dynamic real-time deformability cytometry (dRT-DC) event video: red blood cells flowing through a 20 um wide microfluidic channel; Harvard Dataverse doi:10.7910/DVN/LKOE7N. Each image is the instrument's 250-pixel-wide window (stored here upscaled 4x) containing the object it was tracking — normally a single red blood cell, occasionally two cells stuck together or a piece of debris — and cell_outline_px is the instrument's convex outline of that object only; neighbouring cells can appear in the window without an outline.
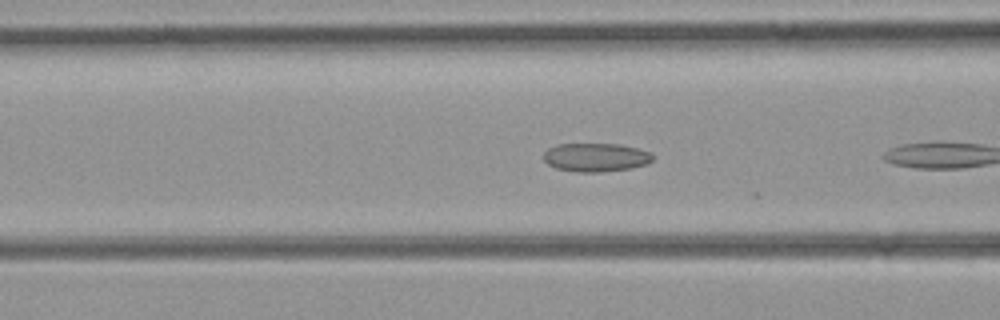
{"species": "common noctule bat (a hibernating species)", "species_latin": "Nyctalus noctula", "temperature_condition": "room temperature", "stored_images_in_passage": 5, "camera_frame_rate_fps": 3000, "um_per_image_px": 0.085, "animal": {"sex": "female", "body_mass_g": 21.9}, "frame": {"image": 1, "passage_image": 4, "time_ms": 1.0, "image_size_px": [1000, 320], "cell_outline_px": [[652, 160], [644, 164], [632, 168], [600, 172], [576, 172], [556, 168], [548, 164], [544, 160], [544, 152], [548, 148], [560, 144], [616, 144], [636, 148], [652, 152]], "centroid_in_image_um": [50.62, 13.38], "position_along_channel_um": 116.0, "area_um2": 18.03}}